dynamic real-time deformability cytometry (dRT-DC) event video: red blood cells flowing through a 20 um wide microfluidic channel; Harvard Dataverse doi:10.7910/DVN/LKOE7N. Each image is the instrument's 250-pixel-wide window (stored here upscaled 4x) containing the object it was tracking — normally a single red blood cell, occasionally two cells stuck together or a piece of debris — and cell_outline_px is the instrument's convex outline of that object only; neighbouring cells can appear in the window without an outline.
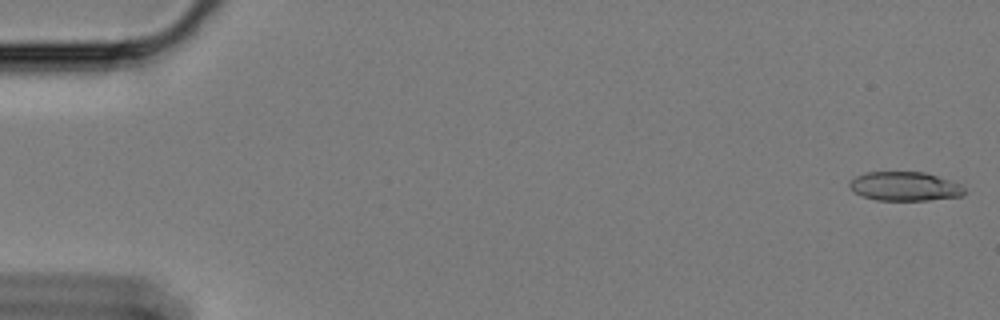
{"species": "Egyptian fruit bat (a non-hibernating species)", "species_latin": "Rousettus aegyptiacus", "temperature_condition": "cold", "stored_images_in_passage": 59, "camera_frame_rate_fps": 3000, "um_per_image_px": 0.085, "animal": {"sex": "female"}, "frame": {"image": 1, "passage_image": 1, "time_ms": 0.0, "image_size_px": [1000, 320], "cell_outline_px": [[964, 196], [928, 200], [876, 200], [864, 196], [856, 192], [848, 184], [856, 176], [864, 172], [924, 172], [960, 184], [964, 188]], "centroid_in_image_um": [76.92, 15.84], "position_along_channel_um": 8.1, "area_um2": 19.19}}
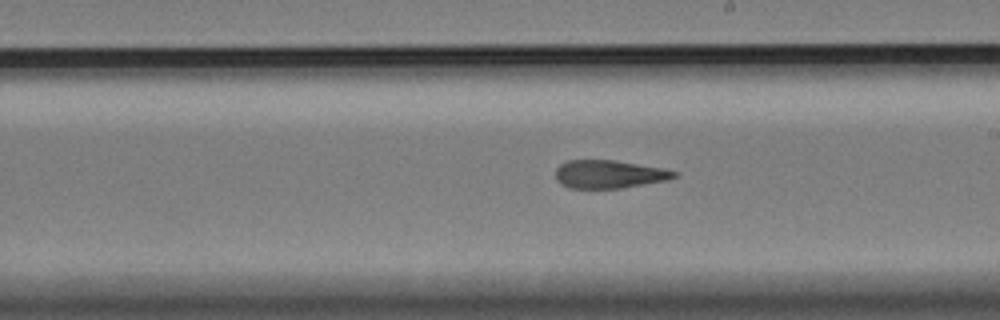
{"frame": {"image": 2, "passage_image": 34, "time_ms": 11.0, "image_size_px": [1000, 320], "cell_outline_px": [[680, 172], [676, 176], [668, 180], [620, 188], [568, 188], [560, 184], [556, 180], [556, 168], [560, 164], [568, 160], [612, 160], [660, 168]], "centroid_in_image_um": [51.73, 14.81], "position_along_channel_um": 237.3, "area_um2": 19.31}}
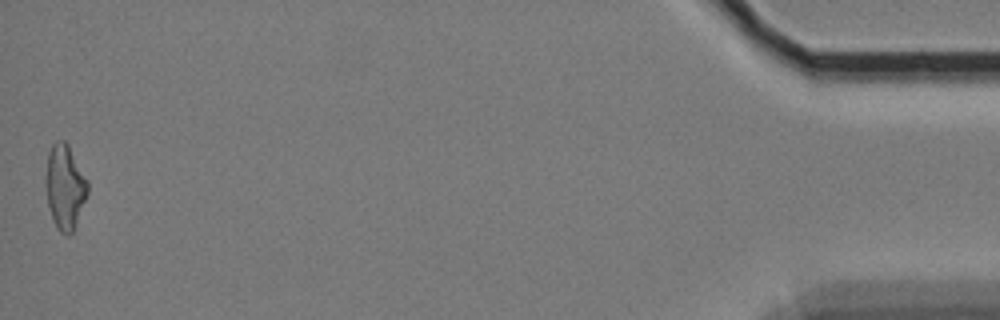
{"frame": {"image": 3, "passage_image": 59, "time_ms": 19.333, "image_size_px": [1000, 320], "cell_outline_px": [[88, 192], [72, 232], [68, 236], [64, 236], [56, 228], [52, 220], [48, 204], [48, 152], [52, 144], [56, 140], [64, 140], [68, 144], [88, 180]], "centroid_in_image_um": [5.55, 15.9], "position_along_channel_um": 429.7, "area_um2": 20.11}, "authors_computed_cell_mechanics": {"area_um2": 20.2878, "velocity_mm_per_s": 3.3758, "shape_relaxation_time_tau1_ms": 6.5445, "shape_relaxation_time_tau2_ms": 3.5451, "deformation_change_tau1": 0.1833, "deformation_change_tau2": 0.1426}}